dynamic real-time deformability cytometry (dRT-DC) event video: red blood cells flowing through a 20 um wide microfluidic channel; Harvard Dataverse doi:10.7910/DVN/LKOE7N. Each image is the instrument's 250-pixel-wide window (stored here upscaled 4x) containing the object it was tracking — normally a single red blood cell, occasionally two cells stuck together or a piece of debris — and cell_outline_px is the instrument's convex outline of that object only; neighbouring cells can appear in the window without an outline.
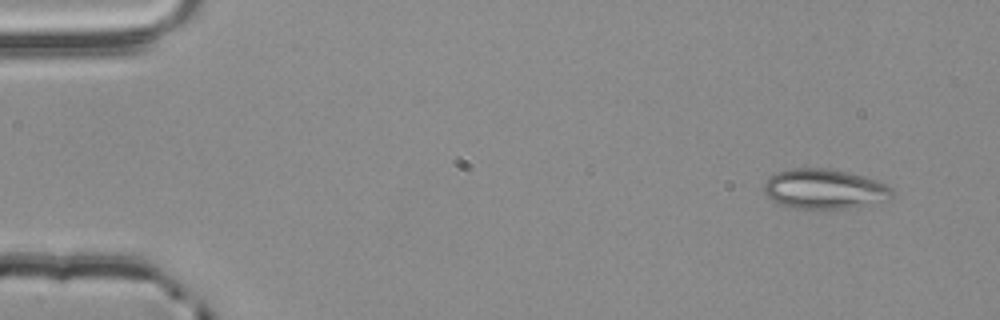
{"species": "common noctule bat (a hibernating species)", "species_latin": "Nyctalus noctula", "temperature_condition": "room temperature", "stored_images_in_passage": 3, "camera_frame_rate_fps": 3000, "um_per_image_px": 0.085, "animal": {"sex": "male", "body_mass_g": 20.4}, "frame": {"image": 1, "passage_image": 3, "time_ms": 0.667, "image_size_px": [1000, 320], "cell_outline_px": [[896, 192], [888, 200], [844, 208], [792, 208], [776, 204], [764, 192], [764, 184], [776, 172], [792, 168], [824, 168], [844, 172], [876, 180], [888, 184]], "centroid_in_image_um": [70.07, 16.07], "position_along_channel_um": 14.9, "area_um2": 29.48}}